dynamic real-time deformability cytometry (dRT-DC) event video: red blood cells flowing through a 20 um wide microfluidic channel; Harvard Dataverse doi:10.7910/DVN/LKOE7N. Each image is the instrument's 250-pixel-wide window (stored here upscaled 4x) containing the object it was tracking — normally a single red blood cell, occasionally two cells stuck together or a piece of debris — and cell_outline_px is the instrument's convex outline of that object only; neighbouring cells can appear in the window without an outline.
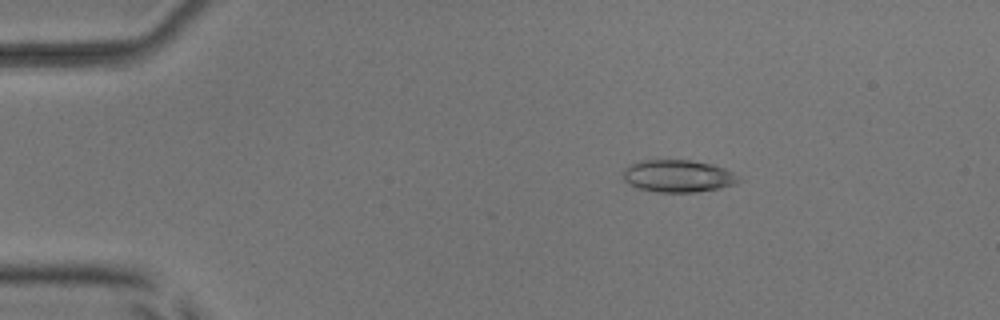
{"species": "common noctule bat (a hibernating species)", "species_latin": "Nyctalus noctula", "temperature_condition": "room temperature", "stored_images_in_passage": 40, "camera_frame_rate_fps": 3000, "um_per_image_px": 0.085, "animal": {"sex": "male", "body_mass_g": 17.9, "forearm_length_mm": 54.2}, "frame": {"image": 1, "passage_image": 7, "time_ms": 2.0, "image_size_px": [1000, 320], "cell_outline_px": [[740, 180], [736, 184], [720, 188], [696, 192], [660, 192], [640, 188], [628, 184], [624, 180], [624, 168], [628, 164], [640, 160], [688, 160], [712, 164], [724, 168], [732, 172]], "centroid_in_image_um": [57.61, 14.96], "position_along_channel_um": 27.4, "area_um2": 21.68}}
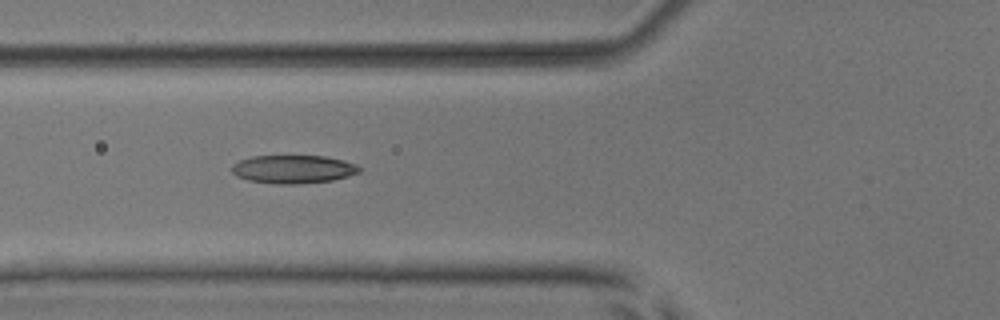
{"frame": {"image": 2, "passage_image": 18, "time_ms": 5.667, "image_size_px": [1000, 320], "cell_outline_px": [[360, 172], [348, 176], [332, 180], [296, 184], [276, 184], [248, 180], [236, 176], [232, 172], [232, 164], [240, 160], [252, 156], [324, 156], [344, 160], [356, 164], [360, 168]], "centroid_in_image_um": [24.91, 14.38], "position_along_channel_um": 100.9, "area_um2": 20.98}}
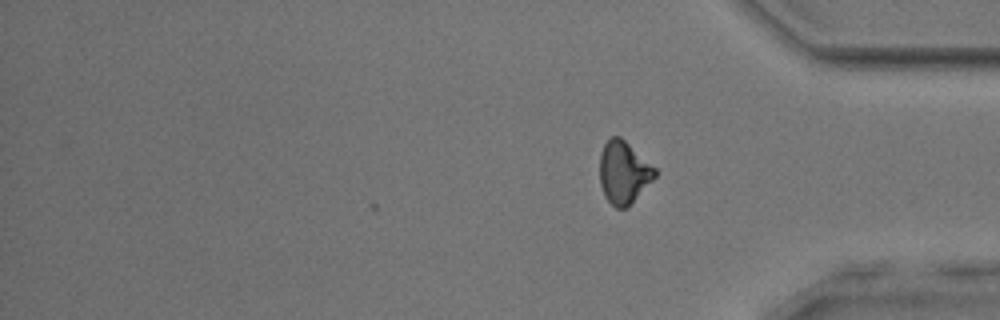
{"frame": {"image": 3, "passage_image": 40, "time_ms": 13.0, "image_size_px": [1000, 320], "cell_outline_px": [[656, 176], [628, 208], [616, 208], [604, 196], [600, 184], [600, 152], [604, 144], [612, 136], [620, 136], [656, 168]], "centroid_in_image_um": [53.0, 14.67], "position_along_channel_um": 382.2, "area_um2": 20.11}, "authors_computed_cell_mechanics": {"area_um2": 20.7791, "velocity_mm_per_s": 3.9485, "shape_relaxation_time_tau1_ms": 3.3741, "shape_relaxation_time_tau2_ms": 3.0941, "deformation_change_tau1": 0.1278, "deformation_change_tau2": 0.0987}}